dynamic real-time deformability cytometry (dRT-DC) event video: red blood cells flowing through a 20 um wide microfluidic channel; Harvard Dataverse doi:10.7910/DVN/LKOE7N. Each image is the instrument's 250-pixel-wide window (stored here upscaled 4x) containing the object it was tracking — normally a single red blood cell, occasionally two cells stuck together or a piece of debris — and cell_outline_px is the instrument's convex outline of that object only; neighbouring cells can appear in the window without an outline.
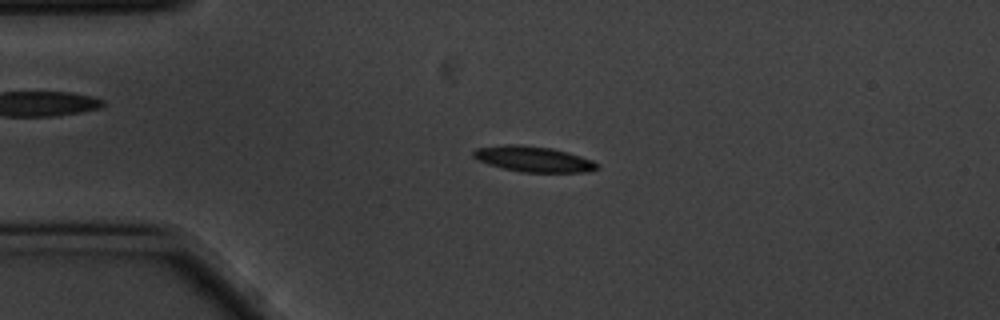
{"species": "common noctule bat (a hibernating species)", "species_latin": "Nyctalus noctula", "temperature_condition": "cold", "stored_images_in_passage": 56, "camera_frame_rate_fps": 3000, "um_per_image_px": 0.085, "animal": {"sex": "male", "body_mass_g": 20.1, "forearm_length_mm": 53.5}, "frame": {"image": 1, "passage_image": 12, "time_ms": 3.667, "image_size_px": [1000, 320], "cell_outline_px": [[600, 168], [588, 172], [520, 172], [488, 164], [476, 160], [472, 156], [472, 152], [476, 148], [508, 144], [516, 144], [552, 148], [568, 152], [592, 160], [600, 164]], "centroid_in_image_um": [45.35, 13.52], "position_along_channel_um": 39.7, "area_um2": 18.55}}
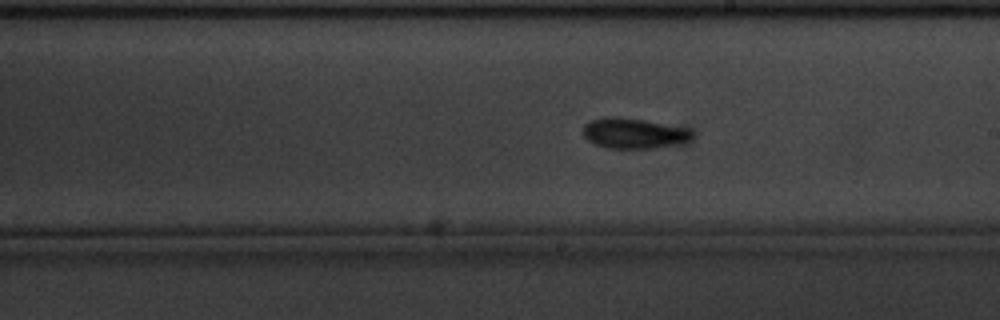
{"frame": {"image": 2, "passage_image": 31, "time_ms": 10.0, "image_size_px": [1000, 320], "cell_outline_px": [[692, 140], [684, 144], [656, 148], [608, 148], [596, 144], [588, 140], [584, 136], [584, 124], [592, 120], [604, 116], [616, 116], [644, 120], [688, 128], [692, 132]], "centroid_in_image_um": [53.93, 11.33], "position_along_channel_um": 235.1, "area_um2": 19.54}}
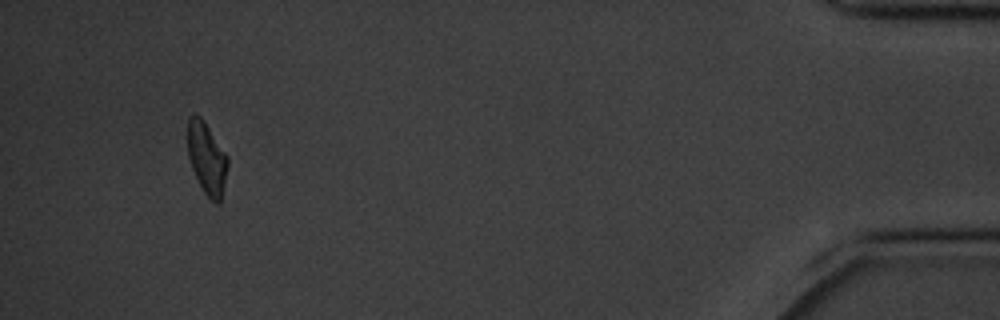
{"frame": {"image": 3, "passage_image": 53, "time_ms": 17.333, "image_size_px": [1000, 320], "cell_outline_px": [[228, 164], [220, 204], [216, 204], [204, 192], [192, 168], [188, 156], [188, 116], [192, 112], [196, 112], [200, 116], [228, 156]], "centroid_in_image_um": [17.57, 13.42], "position_along_channel_um": 417.6, "area_um2": 16.65}, "authors_computed_cell_mechanics": {"area_um2": 17.3111, "velocity_mm_per_s": 3.4781, "shape_relaxation_time_tau1_ms": 4.359, "shape_relaxation_time_tau2_ms": 8.0904, "deformation_change_tau1": 0.1288, "deformation_change_tau2": 0.1473}}